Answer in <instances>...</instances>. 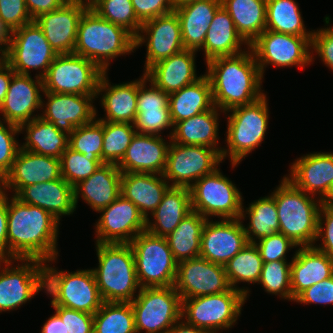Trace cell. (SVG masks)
<instances>
[{
    "mask_svg": "<svg viewBox=\"0 0 333 333\" xmlns=\"http://www.w3.org/2000/svg\"><path fill=\"white\" fill-rule=\"evenodd\" d=\"M246 214H248L246 216ZM249 217V224L244 230L249 243L279 232L278 211L274 198L269 195L261 197L244 209L242 204L240 220Z\"/></svg>",
    "mask_w": 333,
    "mask_h": 333,
    "instance_id": "obj_42",
    "label": "cell"
},
{
    "mask_svg": "<svg viewBox=\"0 0 333 333\" xmlns=\"http://www.w3.org/2000/svg\"><path fill=\"white\" fill-rule=\"evenodd\" d=\"M270 195L278 211L279 233L299 247L314 246L322 200L298 189L286 177Z\"/></svg>",
    "mask_w": 333,
    "mask_h": 333,
    "instance_id": "obj_5",
    "label": "cell"
},
{
    "mask_svg": "<svg viewBox=\"0 0 333 333\" xmlns=\"http://www.w3.org/2000/svg\"><path fill=\"white\" fill-rule=\"evenodd\" d=\"M103 136V121L95 119L76 127L69 135L68 146L84 154L88 160H102Z\"/></svg>",
    "mask_w": 333,
    "mask_h": 333,
    "instance_id": "obj_48",
    "label": "cell"
},
{
    "mask_svg": "<svg viewBox=\"0 0 333 333\" xmlns=\"http://www.w3.org/2000/svg\"><path fill=\"white\" fill-rule=\"evenodd\" d=\"M52 307L65 324L66 333H93V314L62 306Z\"/></svg>",
    "mask_w": 333,
    "mask_h": 333,
    "instance_id": "obj_54",
    "label": "cell"
},
{
    "mask_svg": "<svg viewBox=\"0 0 333 333\" xmlns=\"http://www.w3.org/2000/svg\"><path fill=\"white\" fill-rule=\"evenodd\" d=\"M290 174L284 175L294 186L323 200L333 186V153L314 152L295 160Z\"/></svg>",
    "mask_w": 333,
    "mask_h": 333,
    "instance_id": "obj_26",
    "label": "cell"
},
{
    "mask_svg": "<svg viewBox=\"0 0 333 333\" xmlns=\"http://www.w3.org/2000/svg\"><path fill=\"white\" fill-rule=\"evenodd\" d=\"M291 262L287 260L271 261L263 263L261 276L257 284H261L264 290L281 299L292 301Z\"/></svg>",
    "mask_w": 333,
    "mask_h": 333,
    "instance_id": "obj_49",
    "label": "cell"
},
{
    "mask_svg": "<svg viewBox=\"0 0 333 333\" xmlns=\"http://www.w3.org/2000/svg\"><path fill=\"white\" fill-rule=\"evenodd\" d=\"M135 37L124 27L113 24L87 8L78 23L73 54L94 62L107 72L110 60L134 52Z\"/></svg>",
    "mask_w": 333,
    "mask_h": 333,
    "instance_id": "obj_3",
    "label": "cell"
},
{
    "mask_svg": "<svg viewBox=\"0 0 333 333\" xmlns=\"http://www.w3.org/2000/svg\"><path fill=\"white\" fill-rule=\"evenodd\" d=\"M172 3H173V6H174V9L179 7V6H182L186 3H189V2H193L194 0H171Z\"/></svg>",
    "mask_w": 333,
    "mask_h": 333,
    "instance_id": "obj_67",
    "label": "cell"
},
{
    "mask_svg": "<svg viewBox=\"0 0 333 333\" xmlns=\"http://www.w3.org/2000/svg\"><path fill=\"white\" fill-rule=\"evenodd\" d=\"M95 224L96 243H130L146 230V219L138 207L120 195L99 211Z\"/></svg>",
    "mask_w": 333,
    "mask_h": 333,
    "instance_id": "obj_18",
    "label": "cell"
},
{
    "mask_svg": "<svg viewBox=\"0 0 333 333\" xmlns=\"http://www.w3.org/2000/svg\"><path fill=\"white\" fill-rule=\"evenodd\" d=\"M174 287L181 300L223 293L231 289L225 267L200 256L177 263Z\"/></svg>",
    "mask_w": 333,
    "mask_h": 333,
    "instance_id": "obj_17",
    "label": "cell"
},
{
    "mask_svg": "<svg viewBox=\"0 0 333 333\" xmlns=\"http://www.w3.org/2000/svg\"><path fill=\"white\" fill-rule=\"evenodd\" d=\"M312 37H301L291 34L265 30L250 45L260 73L264 77L265 68L305 66L314 61L311 49Z\"/></svg>",
    "mask_w": 333,
    "mask_h": 333,
    "instance_id": "obj_13",
    "label": "cell"
},
{
    "mask_svg": "<svg viewBox=\"0 0 333 333\" xmlns=\"http://www.w3.org/2000/svg\"><path fill=\"white\" fill-rule=\"evenodd\" d=\"M221 0H194L174 9L178 15L182 43L186 50H202L206 33Z\"/></svg>",
    "mask_w": 333,
    "mask_h": 333,
    "instance_id": "obj_33",
    "label": "cell"
},
{
    "mask_svg": "<svg viewBox=\"0 0 333 333\" xmlns=\"http://www.w3.org/2000/svg\"><path fill=\"white\" fill-rule=\"evenodd\" d=\"M246 302L240 290L182 299L181 318L210 333L227 330L236 324Z\"/></svg>",
    "mask_w": 333,
    "mask_h": 333,
    "instance_id": "obj_9",
    "label": "cell"
},
{
    "mask_svg": "<svg viewBox=\"0 0 333 333\" xmlns=\"http://www.w3.org/2000/svg\"><path fill=\"white\" fill-rule=\"evenodd\" d=\"M95 246L99 263L92 271L103 301L131 302L141 287L130 244L96 243Z\"/></svg>",
    "mask_w": 333,
    "mask_h": 333,
    "instance_id": "obj_4",
    "label": "cell"
},
{
    "mask_svg": "<svg viewBox=\"0 0 333 333\" xmlns=\"http://www.w3.org/2000/svg\"><path fill=\"white\" fill-rule=\"evenodd\" d=\"M169 187L160 174L122 173L121 176V195L136 205L145 219L158 207Z\"/></svg>",
    "mask_w": 333,
    "mask_h": 333,
    "instance_id": "obj_34",
    "label": "cell"
},
{
    "mask_svg": "<svg viewBox=\"0 0 333 333\" xmlns=\"http://www.w3.org/2000/svg\"><path fill=\"white\" fill-rule=\"evenodd\" d=\"M15 72L10 65L2 59L0 61V105L3 103L4 98L8 92L12 76Z\"/></svg>",
    "mask_w": 333,
    "mask_h": 333,
    "instance_id": "obj_61",
    "label": "cell"
},
{
    "mask_svg": "<svg viewBox=\"0 0 333 333\" xmlns=\"http://www.w3.org/2000/svg\"><path fill=\"white\" fill-rule=\"evenodd\" d=\"M22 203L38 206L60 218L74 213V188L63 178L24 187L16 196Z\"/></svg>",
    "mask_w": 333,
    "mask_h": 333,
    "instance_id": "obj_30",
    "label": "cell"
},
{
    "mask_svg": "<svg viewBox=\"0 0 333 333\" xmlns=\"http://www.w3.org/2000/svg\"><path fill=\"white\" fill-rule=\"evenodd\" d=\"M8 195L0 191V260H8L7 229H8Z\"/></svg>",
    "mask_w": 333,
    "mask_h": 333,
    "instance_id": "obj_59",
    "label": "cell"
},
{
    "mask_svg": "<svg viewBox=\"0 0 333 333\" xmlns=\"http://www.w3.org/2000/svg\"><path fill=\"white\" fill-rule=\"evenodd\" d=\"M8 260L38 259L56 263L60 222L48 211L8 197Z\"/></svg>",
    "mask_w": 333,
    "mask_h": 333,
    "instance_id": "obj_1",
    "label": "cell"
},
{
    "mask_svg": "<svg viewBox=\"0 0 333 333\" xmlns=\"http://www.w3.org/2000/svg\"><path fill=\"white\" fill-rule=\"evenodd\" d=\"M206 222L207 218L192 210L166 237L177 263L200 256L201 236Z\"/></svg>",
    "mask_w": 333,
    "mask_h": 333,
    "instance_id": "obj_41",
    "label": "cell"
},
{
    "mask_svg": "<svg viewBox=\"0 0 333 333\" xmlns=\"http://www.w3.org/2000/svg\"><path fill=\"white\" fill-rule=\"evenodd\" d=\"M32 78L31 75L13 74L8 92L0 105L2 121L20 126L40 116L33 113L42 107L43 79L37 76L36 80Z\"/></svg>",
    "mask_w": 333,
    "mask_h": 333,
    "instance_id": "obj_23",
    "label": "cell"
},
{
    "mask_svg": "<svg viewBox=\"0 0 333 333\" xmlns=\"http://www.w3.org/2000/svg\"><path fill=\"white\" fill-rule=\"evenodd\" d=\"M130 303L136 333H167L181 318L182 300L174 286L141 288Z\"/></svg>",
    "mask_w": 333,
    "mask_h": 333,
    "instance_id": "obj_10",
    "label": "cell"
},
{
    "mask_svg": "<svg viewBox=\"0 0 333 333\" xmlns=\"http://www.w3.org/2000/svg\"><path fill=\"white\" fill-rule=\"evenodd\" d=\"M44 266L38 259L0 260V313L18 309L44 290Z\"/></svg>",
    "mask_w": 333,
    "mask_h": 333,
    "instance_id": "obj_15",
    "label": "cell"
},
{
    "mask_svg": "<svg viewBox=\"0 0 333 333\" xmlns=\"http://www.w3.org/2000/svg\"><path fill=\"white\" fill-rule=\"evenodd\" d=\"M169 145L170 142H166L162 136L136 133L117 167L122 173L162 175Z\"/></svg>",
    "mask_w": 333,
    "mask_h": 333,
    "instance_id": "obj_27",
    "label": "cell"
},
{
    "mask_svg": "<svg viewBox=\"0 0 333 333\" xmlns=\"http://www.w3.org/2000/svg\"><path fill=\"white\" fill-rule=\"evenodd\" d=\"M19 130L20 133H27L24 137L26 142L20 145L21 149L60 159L68 147L69 135L40 116L23 123Z\"/></svg>",
    "mask_w": 333,
    "mask_h": 333,
    "instance_id": "obj_39",
    "label": "cell"
},
{
    "mask_svg": "<svg viewBox=\"0 0 333 333\" xmlns=\"http://www.w3.org/2000/svg\"><path fill=\"white\" fill-rule=\"evenodd\" d=\"M41 333H66L65 324L55 313L43 324Z\"/></svg>",
    "mask_w": 333,
    "mask_h": 333,
    "instance_id": "obj_62",
    "label": "cell"
},
{
    "mask_svg": "<svg viewBox=\"0 0 333 333\" xmlns=\"http://www.w3.org/2000/svg\"><path fill=\"white\" fill-rule=\"evenodd\" d=\"M238 34L250 45L266 27V0H221Z\"/></svg>",
    "mask_w": 333,
    "mask_h": 333,
    "instance_id": "obj_40",
    "label": "cell"
},
{
    "mask_svg": "<svg viewBox=\"0 0 333 333\" xmlns=\"http://www.w3.org/2000/svg\"><path fill=\"white\" fill-rule=\"evenodd\" d=\"M137 18L143 23L174 11L171 0H131Z\"/></svg>",
    "mask_w": 333,
    "mask_h": 333,
    "instance_id": "obj_58",
    "label": "cell"
},
{
    "mask_svg": "<svg viewBox=\"0 0 333 333\" xmlns=\"http://www.w3.org/2000/svg\"><path fill=\"white\" fill-rule=\"evenodd\" d=\"M144 43L147 46V53L143 72L158 61L185 49L176 12L143 22L139 34L135 37V49Z\"/></svg>",
    "mask_w": 333,
    "mask_h": 333,
    "instance_id": "obj_19",
    "label": "cell"
},
{
    "mask_svg": "<svg viewBox=\"0 0 333 333\" xmlns=\"http://www.w3.org/2000/svg\"><path fill=\"white\" fill-rule=\"evenodd\" d=\"M167 333H210L205 329L198 328L187 323L183 318H180Z\"/></svg>",
    "mask_w": 333,
    "mask_h": 333,
    "instance_id": "obj_63",
    "label": "cell"
},
{
    "mask_svg": "<svg viewBox=\"0 0 333 333\" xmlns=\"http://www.w3.org/2000/svg\"><path fill=\"white\" fill-rule=\"evenodd\" d=\"M69 0H25L26 7L34 20L43 13L59 9Z\"/></svg>",
    "mask_w": 333,
    "mask_h": 333,
    "instance_id": "obj_60",
    "label": "cell"
},
{
    "mask_svg": "<svg viewBox=\"0 0 333 333\" xmlns=\"http://www.w3.org/2000/svg\"><path fill=\"white\" fill-rule=\"evenodd\" d=\"M100 17L124 27L136 37L142 25L137 18L131 0H99L91 7Z\"/></svg>",
    "mask_w": 333,
    "mask_h": 333,
    "instance_id": "obj_47",
    "label": "cell"
},
{
    "mask_svg": "<svg viewBox=\"0 0 333 333\" xmlns=\"http://www.w3.org/2000/svg\"><path fill=\"white\" fill-rule=\"evenodd\" d=\"M102 74L94 62L83 56L60 54L43 78L44 92L96 95Z\"/></svg>",
    "mask_w": 333,
    "mask_h": 333,
    "instance_id": "obj_14",
    "label": "cell"
},
{
    "mask_svg": "<svg viewBox=\"0 0 333 333\" xmlns=\"http://www.w3.org/2000/svg\"><path fill=\"white\" fill-rule=\"evenodd\" d=\"M297 249L291 259L292 301L305 289L333 276V258L314 246Z\"/></svg>",
    "mask_w": 333,
    "mask_h": 333,
    "instance_id": "obj_32",
    "label": "cell"
},
{
    "mask_svg": "<svg viewBox=\"0 0 333 333\" xmlns=\"http://www.w3.org/2000/svg\"><path fill=\"white\" fill-rule=\"evenodd\" d=\"M254 244L260 252L263 263L286 260V253L294 247H299L291 239L279 232L261 238Z\"/></svg>",
    "mask_w": 333,
    "mask_h": 333,
    "instance_id": "obj_52",
    "label": "cell"
},
{
    "mask_svg": "<svg viewBox=\"0 0 333 333\" xmlns=\"http://www.w3.org/2000/svg\"><path fill=\"white\" fill-rule=\"evenodd\" d=\"M322 204L324 206H327L329 208L333 209V186L331 187L329 193L325 196V198L322 200Z\"/></svg>",
    "mask_w": 333,
    "mask_h": 333,
    "instance_id": "obj_65",
    "label": "cell"
},
{
    "mask_svg": "<svg viewBox=\"0 0 333 333\" xmlns=\"http://www.w3.org/2000/svg\"><path fill=\"white\" fill-rule=\"evenodd\" d=\"M243 221L237 219H207L202 231L200 257L225 266L248 244Z\"/></svg>",
    "mask_w": 333,
    "mask_h": 333,
    "instance_id": "obj_21",
    "label": "cell"
},
{
    "mask_svg": "<svg viewBox=\"0 0 333 333\" xmlns=\"http://www.w3.org/2000/svg\"><path fill=\"white\" fill-rule=\"evenodd\" d=\"M44 290L52 298V306H62L93 315L104 303L92 269L60 271L45 263Z\"/></svg>",
    "mask_w": 333,
    "mask_h": 333,
    "instance_id": "obj_7",
    "label": "cell"
},
{
    "mask_svg": "<svg viewBox=\"0 0 333 333\" xmlns=\"http://www.w3.org/2000/svg\"><path fill=\"white\" fill-rule=\"evenodd\" d=\"M0 117V179L9 172L20 149L15 136L20 134L19 126L1 121ZM5 124V125H4Z\"/></svg>",
    "mask_w": 333,
    "mask_h": 333,
    "instance_id": "obj_51",
    "label": "cell"
},
{
    "mask_svg": "<svg viewBox=\"0 0 333 333\" xmlns=\"http://www.w3.org/2000/svg\"><path fill=\"white\" fill-rule=\"evenodd\" d=\"M121 176L122 172L116 164L101 165L86 180L74 187L75 207L81 197L93 211L99 213L121 195Z\"/></svg>",
    "mask_w": 333,
    "mask_h": 333,
    "instance_id": "obj_31",
    "label": "cell"
},
{
    "mask_svg": "<svg viewBox=\"0 0 333 333\" xmlns=\"http://www.w3.org/2000/svg\"><path fill=\"white\" fill-rule=\"evenodd\" d=\"M10 33L0 23V56L4 57L9 45Z\"/></svg>",
    "mask_w": 333,
    "mask_h": 333,
    "instance_id": "obj_64",
    "label": "cell"
},
{
    "mask_svg": "<svg viewBox=\"0 0 333 333\" xmlns=\"http://www.w3.org/2000/svg\"><path fill=\"white\" fill-rule=\"evenodd\" d=\"M129 244L134 253L136 276L141 288L174 286L177 262L166 237L145 230Z\"/></svg>",
    "mask_w": 333,
    "mask_h": 333,
    "instance_id": "obj_8",
    "label": "cell"
},
{
    "mask_svg": "<svg viewBox=\"0 0 333 333\" xmlns=\"http://www.w3.org/2000/svg\"><path fill=\"white\" fill-rule=\"evenodd\" d=\"M107 72L100 77L96 98L101 95V107L106 112L100 121L132 123L137 117L138 80L111 85Z\"/></svg>",
    "mask_w": 333,
    "mask_h": 333,
    "instance_id": "obj_29",
    "label": "cell"
},
{
    "mask_svg": "<svg viewBox=\"0 0 333 333\" xmlns=\"http://www.w3.org/2000/svg\"><path fill=\"white\" fill-rule=\"evenodd\" d=\"M216 106L212 109L182 120L174 125L171 140L181 145H201L216 149L220 154L223 147H218V119Z\"/></svg>",
    "mask_w": 333,
    "mask_h": 333,
    "instance_id": "obj_36",
    "label": "cell"
},
{
    "mask_svg": "<svg viewBox=\"0 0 333 333\" xmlns=\"http://www.w3.org/2000/svg\"><path fill=\"white\" fill-rule=\"evenodd\" d=\"M79 2L81 5L86 6L87 8H91L94 4H96L99 0H74Z\"/></svg>",
    "mask_w": 333,
    "mask_h": 333,
    "instance_id": "obj_66",
    "label": "cell"
},
{
    "mask_svg": "<svg viewBox=\"0 0 333 333\" xmlns=\"http://www.w3.org/2000/svg\"><path fill=\"white\" fill-rule=\"evenodd\" d=\"M136 133L132 123L103 121V163L118 165Z\"/></svg>",
    "mask_w": 333,
    "mask_h": 333,
    "instance_id": "obj_46",
    "label": "cell"
},
{
    "mask_svg": "<svg viewBox=\"0 0 333 333\" xmlns=\"http://www.w3.org/2000/svg\"><path fill=\"white\" fill-rule=\"evenodd\" d=\"M294 302L305 305L333 304V276L305 289L294 299Z\"/></svg>",
    "mask_w": 333,
    "mask_h": 333,
    "instance_id": "obj_55",
    "label": "cell"
},
{
    "mask_svg": "<svg viewBox=\"0 0 333 333\" xmlns=\"http://www.w3.org/2000/svg\"><path fill=\"white\" fill-rule=\"evenodd\" d=\"M192 211L191 193L186 187H169L160 204L146 219V230L156 236L167 237ZM150 220V221H149Z\"/></svg>",
    "mask_w": 333,
    "mask_h": 333,
    "instance_id": "obj_35",
    "label": "cell"
},
{
    "mask_svg": "<svg viewBox=\"0 0 333 333\" xmlns=\"http://www.w3.org/2000/svg\"><path fill=\"white\" fill-rule=\"evenodd\" d=\"M296 0H266V27L277 33L312 37L307 31Z\"/></svg>",
    "mask_w": 333,
    "mask_h": 333,
    "instance_id": "obj_43",
    "label": "cell"
},
{
    "mask_svg": "<svg viewBox=\"0 0 333 333\" xmlns=\"http://www.w3.org/2000/svg\"><path fill=\"white\" fill-rule=\"evenodd\" d=\"M262 265L263 261L257 246L254 243H248L224 266L231 288L243 292L247 300L249 289L247 287L240 288L237 284L240 282L258 283Z\"/></svg>",
    "mask_w": 333,
    "mask_h": 333,
    "instance_id": "obj_44",
    "label": "cell"
},
{
    "mask_svg": "<svg viewBox=\"0 0 333 333\" xmlns=\"http://www.w3.org/2000/svg\"><path fill=\"white\" fill-rule=\"evenodd\" d=\"M265 94L259 100L234 107L226 112V148L222 149V160L229 157L231 166L236 167L248 154L261 145L268 129L269 107Z\"/></svg>",
    "mask_w": 333,
    "mask_h": 333,
    "instance_id": "obj_6",
    "label": "cell"
},
{
    "mask_svg": "<svg viewBox=\"0 0 333 333\" xmlns=\"http://www.w3.org/2000/svg\"><path fill=\"white\" fill-rule=\"evenodd\" d=\"M149 83V88L146 87ZM138 134L161 136V131L172 128L168 139H171L174 125L170 116L169 94L149 81L145 73L138 79L137 117L134 122Z\"/></svg>",
    "mask_w": 333,
    "mask_h": 333,
    "instance_id": "obj_24",
    "label": "cell"
},
{
    "mask_svg": "<svg viewBox=\"0 0 333 333\" xmlns=\"http://www.w3.org/2000/svg\"><path fill=\"white\" fill-rule=\"evenodd\" d=\"M60 178V159L20 148L11 169L1 180V191L12 190L16 196L28 185Z\"/></svg>",
    "mask_w": 333,
    "mask_h": 333,
    "instance_id": "obj_22",
    "label": "cell"
},
{
    "mask_svg": "<svg viewBox=\"0 0 333 333\" xmlns=\"http://www.w3.org/2000/svg\"><path fill=\"white\" fill-rule=\"evenodd\" d=\"M311 49L316 52L324 65L333 71V26L313 30Z\"/></svg>",
    "mask_w": 333,
    "mask_h": 333,
    "instance_id": "obj_57",
    "label": "cell"
},
{
    "mask_svg": "<svg viewBox=\"0 0 333 333\" xmlns=\"http://www.w3.org/2000/svg\"><path fill=\"white\" fill-rule=\"evenodd\" d=\"M169 141L166 167L162 175L170 187L190 188L193 182L213 173L223 161L221 154L211 147Z\"/></svg>",
    "mask_w": 333,
    "mask_h": 333,
    "instance_id": "obj_16",
    "label": "cell"
},
{
    "mask_svg": "<svg viewBox=\"0 0 333 333\" xmlns=\"http://www.w3.org/2000/svg\"><path fill=\"white\" fill-rule=\"evenodd\" d=\"M191 208L203 217L237 219L241 216L243 197L235 184L217 168L189 188Z\"/></svg>",
    "mask_w": 333,
    "mask_h": 333,
    "instance_id": "obj_11",
    "label": "cell"
},
{
    "mask_svg": "<svg viewBox=\"0 0 333 333\" xmlns=\"http://www.w3.org/2000/svg\"><path fill=\"white\" fill-rule=\"evenodd\" d=\"M43 94L47 98V103L42 99L41 111H43L40 117L52 122L57 129L67 135H70L76 127L89 124L96 119L97 109L93 105L96 95L50 92Z\"/></svg>",
    "mask_w": 333,
    "mask_h": 333,
    "instance_id": "obj_20",
    "label": "cell"
},
{
    "mask_svg": "<svg viewBox=\"0 0 333 333\" xmlns=\"http://www.w3.org/2000/svg\"><path fill=\"white\" fill-rule=\"evenodd\" d=\"M206 65L213 103L220 112L251 104L265 95L263 77L250 47L237 55L211 59Z\"/></svg>",
    "mask_w": 333,
    "mask_h": 333,
    "instance_id": "obj_2",
    "label": "cell"
},
{
    "mask_svg": "<svg viewBox=\"0 0 333 333\" xmlns=\"http://www.w3.org/2000/svg\"><path fill=\"white\" fill-rule=\"evenodd\" d=\"M209 26L202 47L206 57L205 62L216 57L242 53L246 50V48L242 50L243 44L249 47L238 34L232 18L222 6L216 11Z\"/></svg>",
    "mask_w": 333,
    "mask_h": 333,
    "instance_id": "obj_37",
    "label": "cell"
},
{
    "mask_svg": "<svg viewBox=\"0 0 333 333\" xmlns=\"http://www.w3.org/2000/svg\"><path fill=\"white\" fill-rule=\"evenodd\" d=\"M213 107L212 88L205 74L195 83L169 94L170 116L173 125Z\"/></svg>",
    "mask_w": 333,
    "mask_h": 333,
    "instance_id": "obj_38",
    "label": "cell"
},
{
    "mask_svg": "<svg viewBox=\"0 0 333 333\" xmlns=\"http://www.w3.org/2000/svg\"><path fill=\"white\" fill-rule=\"evenodd\" d=\"M103 164L102 160L86 159L84 154L68 146L60 157L61 176L74 188Z\"/></svg>",
    "mask_w": 333,
    "mask_h": 333,
    "instance_id": "obj_50",
    "label": "cell"
},
{
    "mask_svg": "<svg viewBox=\"0 0 333 333\" xmlns=\"http://www.w3.org/2000/svg\"><path fill=\"white\" fill-rule=\"evenodd\" d=\"M320 238L322 240L321 244L314 247L333 258V209L323 204L319 210L315 243Z\"/></svg>",
    "mask_w": 333,
    "mask_h": 333,
    "instance_id": "obj_56",
    "label": "cell"
},
{
    "mask_svg": "<svg viewBox=\"0 0 333 333\" xmlns=\"http://www.w3.org/2000/svg\"><path fill=\"white\" fill-rule=\"evenodd\" d=\"M32 21L25 0H0V23L9 33Z\"/></svg>",
    "mask_w": 333,
    "mask_h": 333,
    "instance_id": "obj_53",
    "label": "cell"
},
{
    "mask_svg": "<svg viewBox=\"0 0 333 333\" xmlns=\"http://www.w3.org/2000/svg\"><path fill=\"white\" fill-rule=\"evenodd\" d=\"M195 54L183 49L172 56L158 61L144 73L146 78L165 93H173L201 78L196 73Z\"/></svg>",
    "mask_w": 333,
    "mask_h": 333,
    "instance_id": "obj_28",
    "label": "cell"
},
{
    "mask_svg": "<svg viewBox=\"0 0 333 333\" xmlns=\"http://www.w3.org/2000/svg\"><path fill=\"white\" fill-rule=\"evenodd\" d=\"M56 56L41 28L32 21L10 33L3 59L15 73L30 75L31 69H37L35 76L43 79Z\"/></svg>",
    "mask_w": 333,
    "mask_h": 333,
    "instance_id": "obj_12",
    "label": "cell"
},
{
    "mask_svg": "<svg viewBox=\"0 0 333 333\" xmlns=\"http://www.w3.org/2000/svg\"><path fill=\"white\" fill-rule=\"evenodd\" d=\"M93 333H136L130 302H104L94 314Z\"/></svg>",
    "mask_w": 333,
    "mask_h": 333,
    "instance_id": "obj_45",
    "label": "cell"
},
{
    "mask_svg": "<svg viewBox=\"0 0 333 333\" xmlns=\"http://www.w3.org/2000/svg\"><path fill=\"white\" fill-rule=\"evenodd\" d=\"M86 9L79 2L69 0L59 9L34 19L57 55L73 53L78 23Z\"/></svg>",
    "mask_w": 333,
    "mask_h": 333,
    "instance_id": "obj_25",
    "label": "cell"
}]
</instances>
